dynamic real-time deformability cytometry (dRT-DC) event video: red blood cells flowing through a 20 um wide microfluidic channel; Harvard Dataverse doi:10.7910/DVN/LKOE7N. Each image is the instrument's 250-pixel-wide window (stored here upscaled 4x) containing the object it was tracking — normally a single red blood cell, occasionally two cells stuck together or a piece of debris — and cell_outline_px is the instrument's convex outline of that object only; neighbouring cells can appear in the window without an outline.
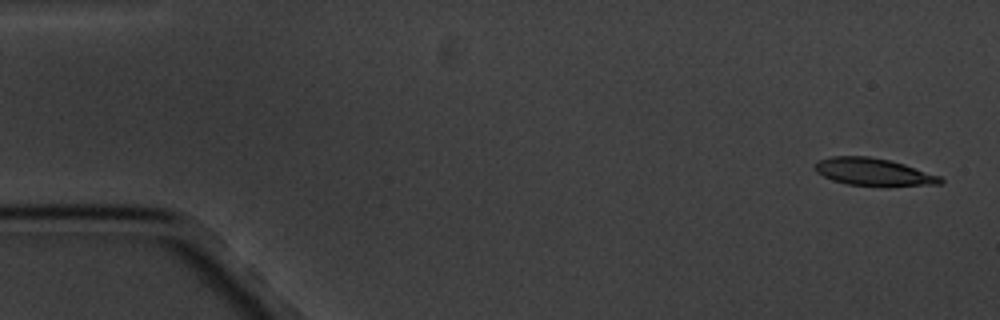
{"species": "common noctule bat (a hibernating species)", "species_latin": "Nyctalus noctula", "temperature_condition": "cold", "stored_images_in_passage": 5, "camera_frame_rate_fps": 3000, "um_per_image_px": 0.085, "animal": {"sex": "male", "body_mass_g": 20.1, "forearm_length_mm": 53.5}, "frame": {"image": 1, "passage_image": 1, "time_ms": 0.0, "image_size_px": [1000, 320], "cell_outline_px": [[944, 180], [940, 184], [848, 184], [832, 180], [816, 172], [812, 168], [820, 160], [832, 156], [868, 156], [888, 160], [904, 164], [940, 176]], "centroid_in_image_um": [74.17, 14.58], "position_along_channel_um": 10.8, "area_um2": 19.19}}
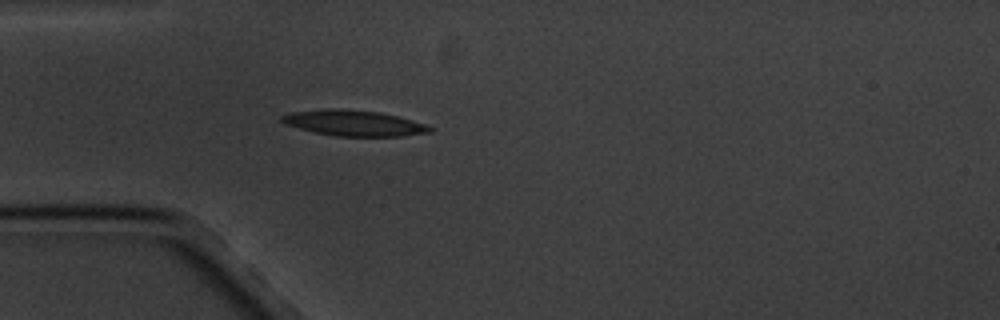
{"frame": {"image": 2, "passage_image": 5, "time_ms": 4.667, "image_size_px": [1000, 320], "cell_outline_px": [[432, 132], [400, 136], [336, 136], [316, 132], [300, 128], [288, 124], [280, 120], [280, 116], [292, 112], [324, 108], [340, 108], [380, 112], [412, 120], [424, 124], [432, 128]], "centroid_in_image_um": [30.07, 10.45], "position_along_channel_um": 54.9, "area_um2": 21.96}}